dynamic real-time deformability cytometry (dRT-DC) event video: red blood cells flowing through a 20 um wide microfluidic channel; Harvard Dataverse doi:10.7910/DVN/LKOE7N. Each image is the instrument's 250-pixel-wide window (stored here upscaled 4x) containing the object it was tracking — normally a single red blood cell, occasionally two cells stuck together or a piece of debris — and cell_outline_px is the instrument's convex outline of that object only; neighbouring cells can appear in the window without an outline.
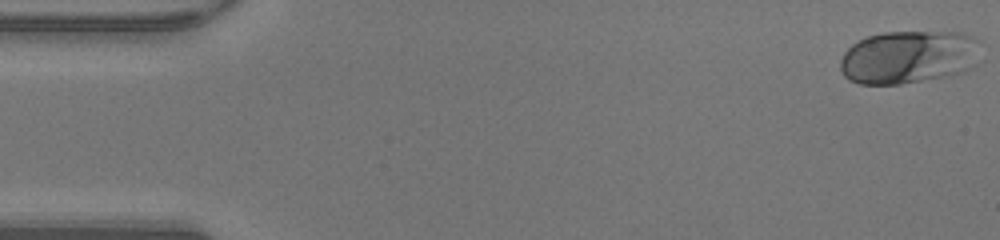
{"species": "human", "species_latin": "Homo sapiens", "temperature_condition": "warm", "stored_images_in_passage": 48, "camera_frame_rate_fps": 3000, "um_per_image_px": 0.085, "donor": {"sex": "male"}, "frame": {"image": 1, "passage_image": 1, "time_ms": 0.0, "image_size_px": [1000, 240], "cell_outline_px": [[980, 40], [976, 64], [972, 68], [960, 72], [944, 76], [900, 84], [860, 84], [848, 80], [844, 76], [840, 68], [840, 60], [844, 52], [852, 44], [868, 36], [884, 32], [960, 32], [972, 36]], "centroid_in_image_um": [77.22, 4.84], "position_along_channel_um": 7.8, "area_um2": 43.52}}
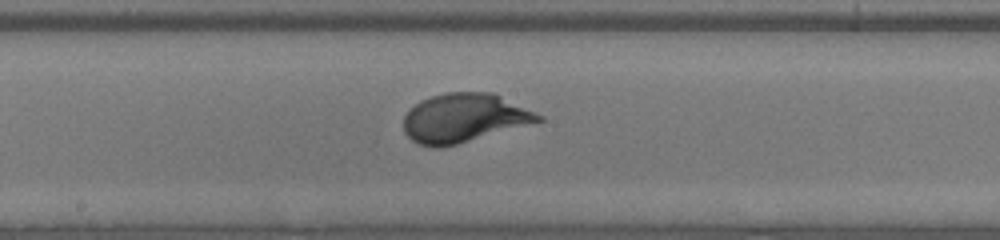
{"frame": {"image": 2, "passage_image": 25, "time_ms": 8.0, "image_size_px": [1000, 240], "cell_outline_px": [[544, 120], [456, 144], [440, 148], [432, 148], [416, 144], [404, 132], [404, 116], [420, 100], [444, 92], [492, 92], [544, 116]], "centroid_in_image_um": [39.42, 10.03], "position_along_channel_um": 208.8, "area_um2": 38.09}}
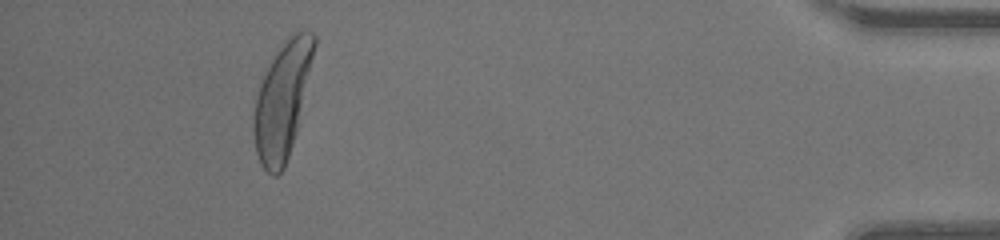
{"frame": {"image": 3, "passage_image": 44, "time_ms": 14.333, "image_size_px": [1000, 240], "cell_outline_px": [[316, 44], [296, 132], [284, 168], [276, 176], [272, 176], [260, 164], [256, 152], [252, 128], [252, 116], [256, 96], [260, 84], [276, 52], [292, 32], [312, 32], [316, 36]], "centroid_in_image_um": [23.97, 8.56], "position_along_channel_um": 411.2, "area_um2": 40.11}, "authors_computed_cell_mechanics": {"area_um2": 38.0902, "velocity_mm_per_s": 4.2636, "shape_relaxation_time_tau1_ms": 2.6465, "shape_relaxation_time_tau2_ms": null, "deformation_change_tau1": 0.1998, "deformation_change_tau2": null}}